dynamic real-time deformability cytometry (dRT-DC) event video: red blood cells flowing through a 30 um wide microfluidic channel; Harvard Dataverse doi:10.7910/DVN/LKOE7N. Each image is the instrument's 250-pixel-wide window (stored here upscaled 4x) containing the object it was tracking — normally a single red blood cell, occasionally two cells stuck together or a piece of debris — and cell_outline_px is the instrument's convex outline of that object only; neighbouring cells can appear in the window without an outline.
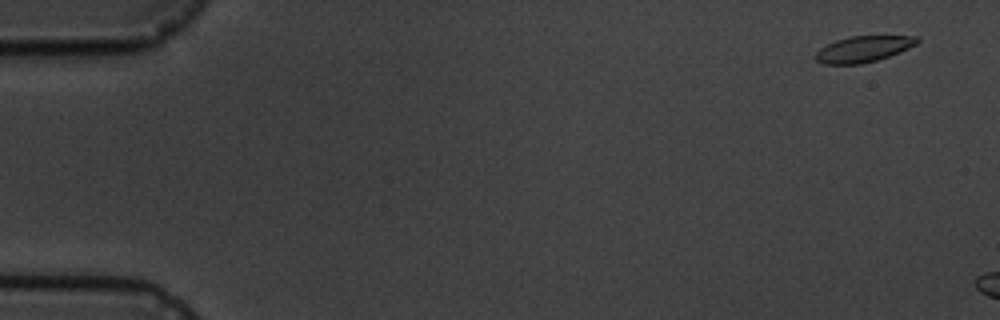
{"species": "common noctule bat (a hibernating species)", "species_latin": "Nyctalus noctula", "temperature_condition": "cold", "stored_images_in_passage": 3, "camera_frame_rate_fps": 3000, "um_per_image_px": 0.085, "animal": {"sex": "male", "body_mass_g": 19.5, "forearm_length_mm": 54.6}, "frame": {"image": 1, "passage_image": 1, "time_ms": 0.0, "image_size_px": [1000, 320], "cell_outline_px": [[920, 40], [916, 44], [900, 52], [876, 60], [860, 64], [824, 64], [816, 60], [812, 56], [820, 48], [836, 40], [848, 36], [916, 36]], "centroid_in_image_um": [73.35, 4.17], "position_along_channel_um": 11.7, "area_um2": 15.37}}